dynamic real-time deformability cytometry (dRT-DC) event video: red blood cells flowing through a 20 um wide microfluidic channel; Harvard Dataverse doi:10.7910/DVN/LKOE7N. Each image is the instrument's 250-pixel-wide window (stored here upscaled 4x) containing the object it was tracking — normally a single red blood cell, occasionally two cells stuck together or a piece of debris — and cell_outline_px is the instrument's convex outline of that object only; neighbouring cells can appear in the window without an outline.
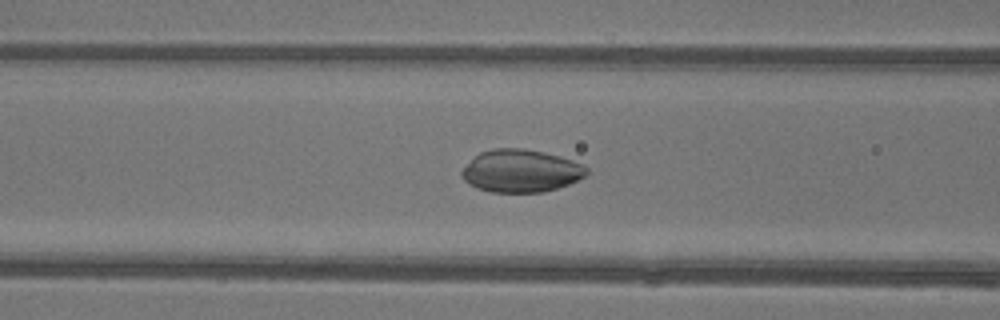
{"species": "common noctule bat (a hibernating species)", "species_latin": "Nyctalus noctula", "temperature_condition": "warm", "stored_images_in_passage": 40, "camera_frame_rate_fps": 3000, "um_per_image_px": 0.085, "animal": {"sex": "female"}, "frame": {"image": 1, "passage_image": 11, "time_ms": 3.333, "image_size_px": [1000, 320], "cell_outline_px": [[588, 172], [584, 176], [568, 184], [544, 192], [492, 192], [476, 188], [468, 184], [460, 176], [460, 172], [480, 152], [492, 148], [524, 148], [544, 152], [560, 156], [584, 164], [588, 168]], "centroid_in_image_um": [44.27, 14.52], "position_along_channel_um": 122.3, "area_um2": 31.04}}
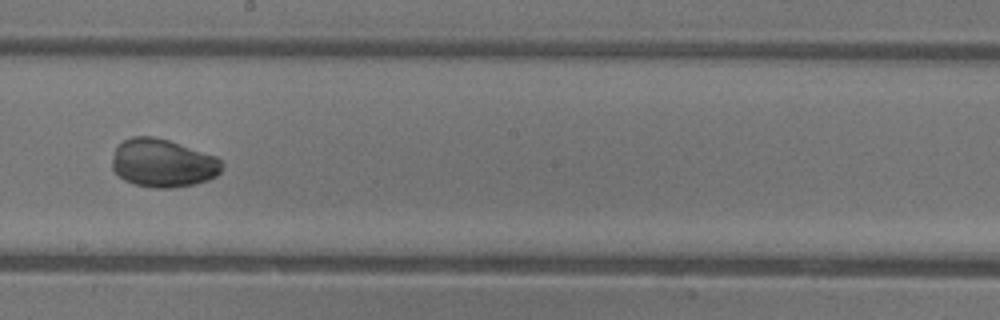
{"frame": {"image": 2, "passage_image": 19, "time_ms": 6.0, "image_size_px": [1000, 320], "cell_outline_px": [[224, 164], [220, 172], [216, 176], [208, 180], [192, 184], [172, 188], [152, 188], [136, 184], [124, 180], [112, 168], [112, 160], [116, 148], [124, 140], [132, 136], [152, 136], [168, 140], [216, 156]], "centroid_in_image_um": [13.85, 13.86], "position_along_channel_um": 234.3, "area_um2": 30.69}}
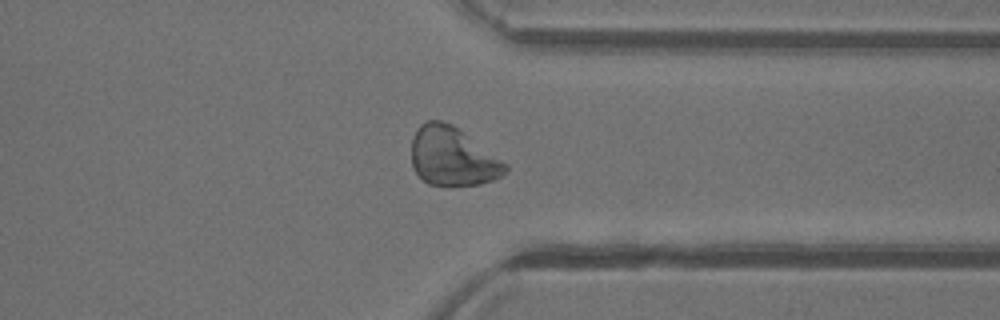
{"frame": {"image": 3, "passage_image": 29, "time_ms": 9.333, "image_size_px": [1000, 320], "cell_outline_px": [[508, 168], [500, 176], [492, 180], [480, 184], [428, 184], [412, 168], [412, 136], [420, 124], [424, 120], [440, 120], [452, 124], [508, 164]], "centroid_in_image_um": [38.43, 13.27], "position_along_channel_um": 373.0, "area_um2": 31.73}}